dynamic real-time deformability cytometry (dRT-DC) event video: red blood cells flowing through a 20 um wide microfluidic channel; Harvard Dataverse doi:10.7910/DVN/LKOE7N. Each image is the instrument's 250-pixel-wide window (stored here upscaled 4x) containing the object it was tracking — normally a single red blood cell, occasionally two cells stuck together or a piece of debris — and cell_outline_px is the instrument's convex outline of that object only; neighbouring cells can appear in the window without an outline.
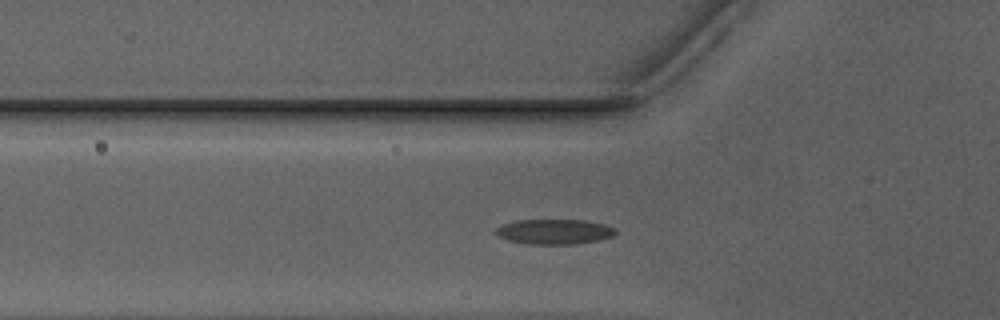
{"species": "Egyptian fruit bat (a non-hibernating species)", "species_latin": "Rousettus aegyptiacus", "temperature_condition": "warm", "stored_images_in_passage": 48, "camera_frame_rate_fps": 3000, "um_per_image_px": 0.085, "animal": {"sex": "male"}, "frame": {"image": 1, "passage_image": 13, "time_ms": 4.0, "image_size_px": [1000, 320], "cell_outline_px": [[616, 232], [612, 236], [600, 240], [572, 244], [528, 244], [508, 240], [500, 236], [496, 232], [496, 228], [504, 224], [516, 220], [584, 220], [604, 224], [612, 228]], "centroid_in_image_um": [47.12, 19.69], "position_along_channel_um": 78.7, "area_um2": 17.22}}
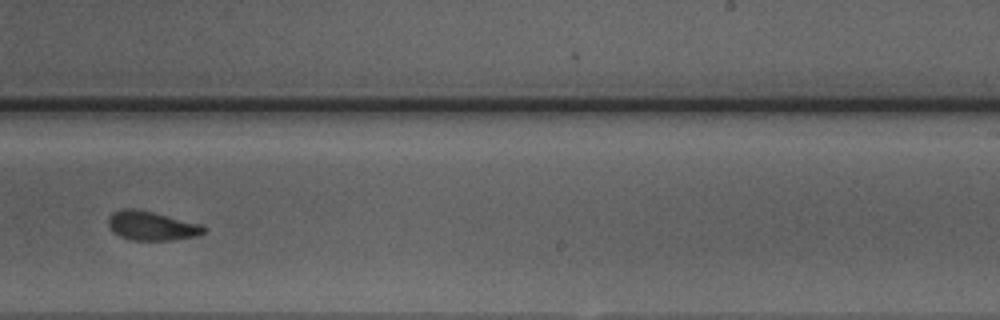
{"frame": {"image": 2, "passage_image": 28, "time_ms": 9.0, "image_size_px": [1000, 320], "cell_outline_px": [[208, 228], [204, 232], [196, 236], [172, 240], [132, 240], [120, 236], [112, 232], [108, 224], [108, 216], [112, 212], [120, 208], [136, 208], [204, 224]], "centroid_in_image_um": [12.89, 19.18], "position_along_channel_um": 276.1, "area_um2": 16.53}}
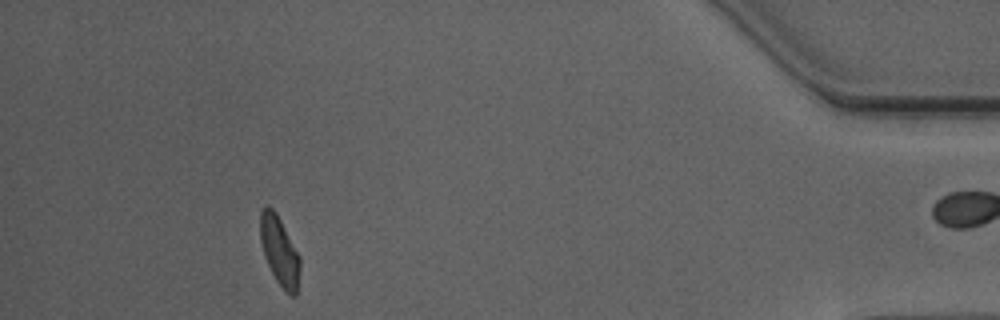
{"frame": {"image": 3, "passage_image": 43, "time_ms": 14.0, "image_size_px": [1000, 320], "cell_outline_px": [[300, 268], [296, 296], [288, 296], [284, 292], [276, 280], [264, 256], [260, 240], [260, 212], [268, 204], [276, 212], [300, 256]], "centroid_in_image_um": [23.76, 21.36], "position_along_channel_um": 411.4, "area_um2": 16.07}, "authors_computed_cell_mechanics": {"area_um2": 16.3574, "velocity_mm_per_s": 3.9459, "shape_relaxation_time_tau1_ms": 9.0571, "shape_relaxation_time_tau2_ms": 2.3097, "deformation_change_tau1": 0.2111, "deformation_change_tau2": 0.0835}}